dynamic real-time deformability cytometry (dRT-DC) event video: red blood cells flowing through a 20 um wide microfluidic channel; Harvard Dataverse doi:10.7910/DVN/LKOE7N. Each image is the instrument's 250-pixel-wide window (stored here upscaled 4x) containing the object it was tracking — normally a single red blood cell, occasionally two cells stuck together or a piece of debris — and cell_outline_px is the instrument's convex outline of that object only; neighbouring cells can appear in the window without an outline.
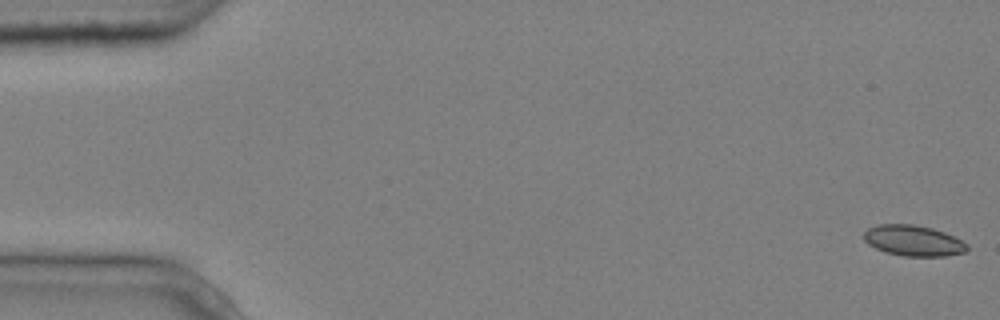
{"species": "common noctule bat (a hibernating species)", "species_latin": "Nyctalus noctula", "temperature_condition": "cold", "stored_images_in_passage": 5, "camera_frame_rate_fps": 3000, "um_per_image_px": 0.085, "animal": {"sex": "male", "body_mass_g": 20.4}, "frame": {"image": 1, "passage_image": 1, "time_ms": 0.0, "image_size_px": [1000, 320], "cell_outline_px": [[968, 248], [964, 252], [944, 256], [904, 256], [884, 252], [868, 244], [864, 240], [864, 232], [868, 228], [876, 224], [912, 224], [932, 228], [944, 232], [968, 244]], "centroid_in_image_um": [77.6, 20.45], "position_along_channel_um": 7.4, "area_um2": 18.44}}
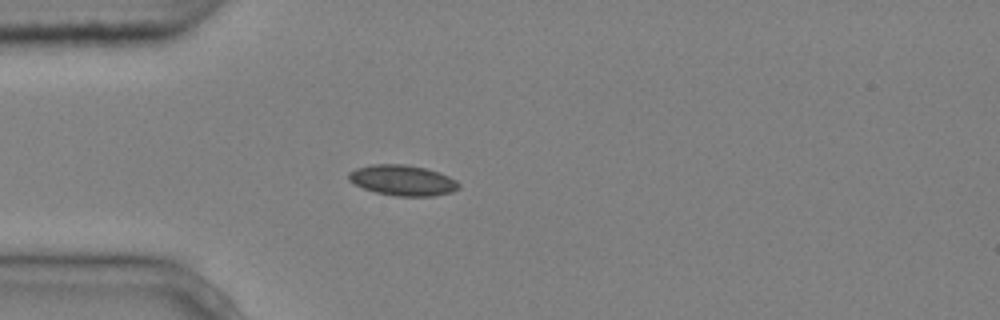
{"frame": {"image": 2, "passage_image": 4, "time_ms": 1.0, "image_size_px": [1000, 320], "cell_outline_px": [[460, 188], [452, 192], [432, 196], [396, 196], [376, 192], [364, 188], [348, 180], [348, 172], [356, 168], [372, 164], [404, 164], [424, 168], [440, 172], [456, 180], [460, 184]], "centroid_in_image_um": [34.23, 15.32], "position_along_channel_um": 50.8, "area_um2": 19.59}}